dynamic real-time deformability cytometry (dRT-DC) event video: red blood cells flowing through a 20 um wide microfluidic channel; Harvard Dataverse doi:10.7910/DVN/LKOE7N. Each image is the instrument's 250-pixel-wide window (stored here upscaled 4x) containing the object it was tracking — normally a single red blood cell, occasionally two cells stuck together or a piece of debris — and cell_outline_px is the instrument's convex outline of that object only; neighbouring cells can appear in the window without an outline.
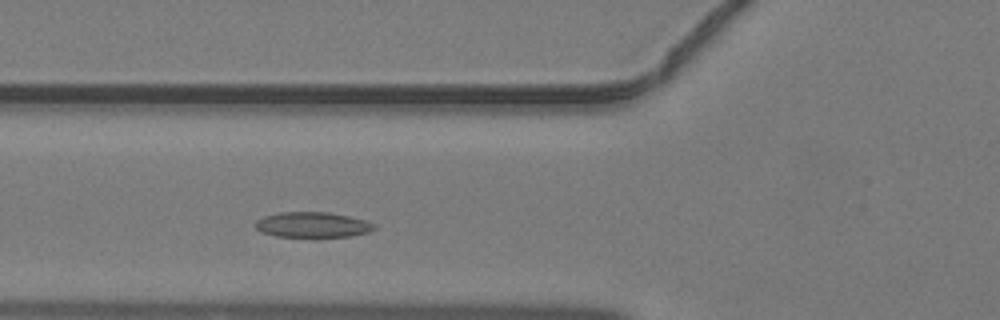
{"species": "common noctule bat (a hibernating species)", "species_latin": "Nyctalus noctula", "temperature_condition": "warm", "stored_images_in_passage": 29, "camera_frame_rate_fps": 3000, "um_per_image_px": 0.085, "animal": {"sex": "male", "body_mass_g": 19.2, "forearm_length_mm": 51.8}, "frame": {"image": 1, "passage_image": 6, "time_ms": 1.667, "image_size_px": [1000, 320], "cell_outline_px": [[376, 228], [368, 232], [352, 236], [276, 236], [260, 232], [256, 228], [256, 220], [264, 216], [280, 212], [328, 212], [348, 216], [364, 220], [376, 224]], "centroid_in_image_um": [26.56, 19.09], "position_along_channel_um": 99.2, "area_um2": 17.4}}
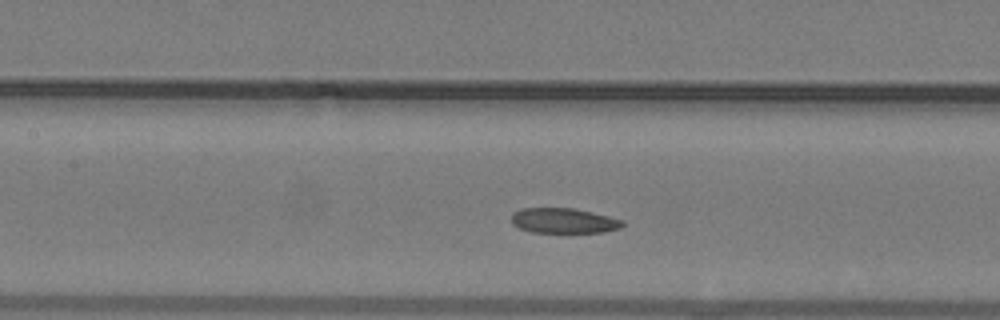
{"frame": {"image": 2, "passage_image": 10, "time_ms": 3.0, "image_size_px": [1000, 320], "cell_outline_px": [[624, 224], [620, 228], [604, 232], [532, 232], [520, 228], [512, 224], [512, 212], [524, 208], [576, 208], [624, 220]], "centroid_in_image_um": [47.92, 18.75], "position_along_channel_um": 159.5, "area_um2": 16.24}}
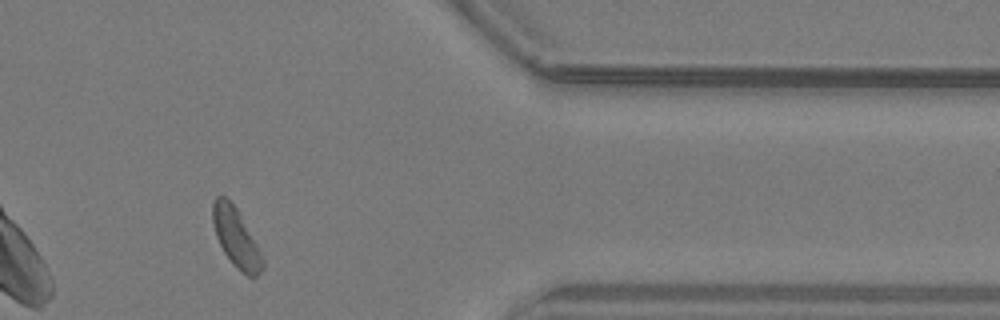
{"frame": {"image": 3, "passage_image": 27, "time_ms": 8.667, "image_size_px": [1000, 320], "cell_outline_px": [[264, 268], [256, 276], [248, 276], [236, 268], [232, 264], [224, 252], [216, 236], [212, 220], [212, 200], [216, 196], [224, 196], [236, 208], [256, 244], [264, 260]], "centroid_in_image_um": [20.04, 20.21], "position_along_channel_um": 391.4, "area_um2": 16.76}}